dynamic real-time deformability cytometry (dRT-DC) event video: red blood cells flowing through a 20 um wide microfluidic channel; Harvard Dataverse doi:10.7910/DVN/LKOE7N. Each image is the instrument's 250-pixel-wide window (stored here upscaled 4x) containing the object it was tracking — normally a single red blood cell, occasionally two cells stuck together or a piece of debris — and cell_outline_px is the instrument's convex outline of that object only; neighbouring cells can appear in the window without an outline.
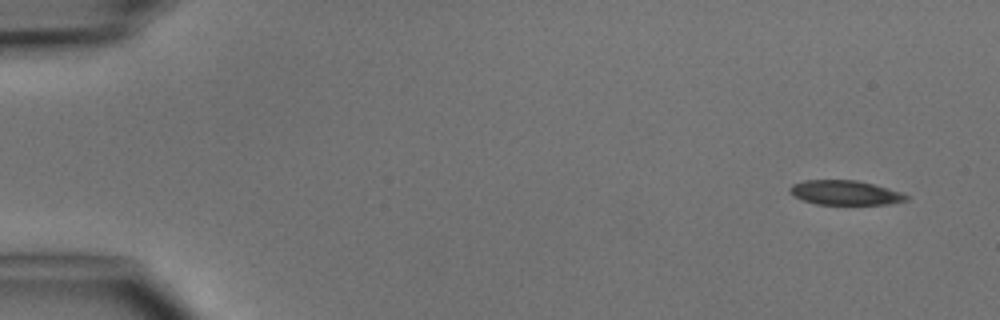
{"species": "common noctule bat (a hibernating species)", "species_latin": "Nyctalus noctula", "temperature_condition": "cold", "stored_images_in_passage": 4, "camera_frame_rate_fps": 3000, "um_per_image_px": 0.085, "animal": {"sex": "male", "body_mass_g": 15.6}, "frame": {"image": 1, "passage_image": 1, "time_ms": 0.0, "image_size_px": [1000, 320], "cell_outline_px": [[908, 200], [888, 204], [816, 204], [804, 200], [788, 192], [788, 188], [792, 184], [804, 180], [856, 180], [888, 188], [900, 192], [908, 196]], "centroid_in_image_um": [71.81, 16.37], "position_along_channel_um": 13.2, "area_um2": 16.47}}
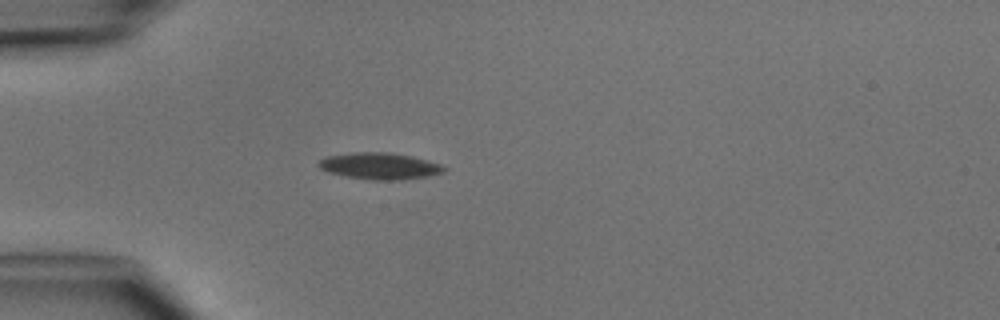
{"frame": {"image": 2, "passage_image": 4, "time_ms": 3.667, "image_size_px": [1000, 320], "cell_outline_px": [[448, 168], [444, 172], [428, 176], [400, 180], [368, 180], [348, 176], [332, 172], [320, 168], [316, 164], [324, 156], [352, 152], [388, 152], [412, 156], [428, 160], [440, 164]], "centroid_in_image_um": [32.29, 14.1], "position_along_channel_um": 52.7, "area_um2": 19.48}}